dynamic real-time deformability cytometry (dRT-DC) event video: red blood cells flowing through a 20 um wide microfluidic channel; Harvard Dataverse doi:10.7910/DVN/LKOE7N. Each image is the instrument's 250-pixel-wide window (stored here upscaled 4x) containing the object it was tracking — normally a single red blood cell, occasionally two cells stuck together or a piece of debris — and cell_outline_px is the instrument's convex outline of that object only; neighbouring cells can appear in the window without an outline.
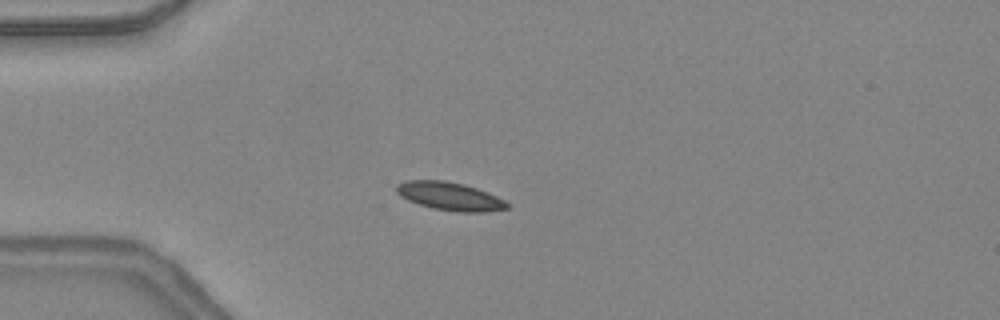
{"species": "common noctule bat (a hibernating species)", "species_latin": "Nyctalus noctula", "temperature_condition": "warm", "stored_images_in_passage": 37, "camera_frame_rate_fps": 3000, "um_per_image_px": 0.085, "animal": {"sex": "female", "body_mass_g": 24.6, "forearm_length_mm": 56.2}, "frame": {"image": 1, "passage_image": 2, "time_ms": 0.333, "image_size_px": [1000, 320], "cell_outline_px": [[508, 208], [484, 212], [456, 212], [432, 208], [408, 200], [400, 196], [396, 192], [396, 184], [408, 180], [444, 180], [464, 184], [488, 192], [504, 200], [508, 204]], "centroid_in_image_um": [38.21, 16.68], "position_along_channel_um": 46.8, "area_um2": 18.15}}
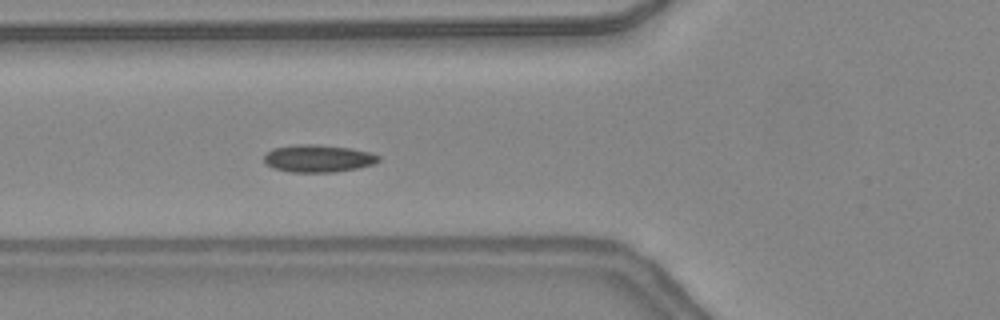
{"frame": {"image": 2, "passage_image": 7, "time_ms": 2.0, "image_size_px": [1000, 320], "cell_outline_px": [[380, 160], [372, 164], [356, 168], [336, 172], [288, 172], [272, 168], [264, 164], [264, 156], [272, 148], [296, 144], [316, 144], [352, 148], [368, 152], [380, 156]], "centroid_in_image_um": [26.99, 13.47], "position_along_channel_um": 98.8, "area_um2": 18.44}}
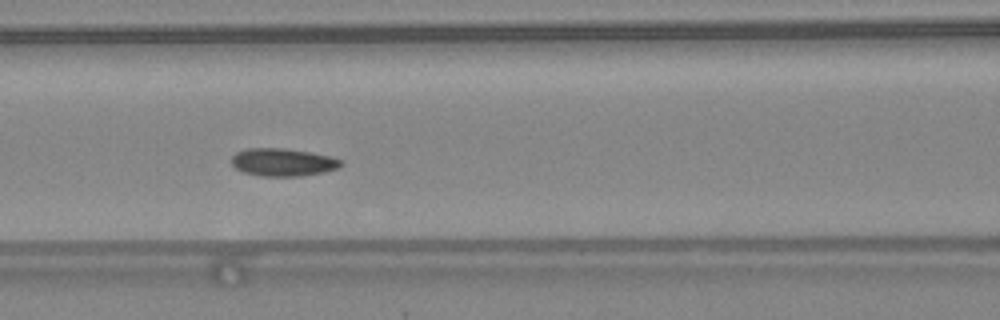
{"frame": {"image": 3, "passage_image": 10, "time_ms": 3.0, "image_size_px": [1000, 320], "cell_outline_px": [[344, 164], [340, 168], [324, 172], [300, 176], [260, 176], [244, 172], [236, 168], [232, 164], [232, 156], [236, 152], [248, 148], [284, 148], [332, 156], [340, 160]], "centroid_in_image_um": [24.07, 13.79], "position_along_channel_um": 142.5, "area_um2": 17.74}}